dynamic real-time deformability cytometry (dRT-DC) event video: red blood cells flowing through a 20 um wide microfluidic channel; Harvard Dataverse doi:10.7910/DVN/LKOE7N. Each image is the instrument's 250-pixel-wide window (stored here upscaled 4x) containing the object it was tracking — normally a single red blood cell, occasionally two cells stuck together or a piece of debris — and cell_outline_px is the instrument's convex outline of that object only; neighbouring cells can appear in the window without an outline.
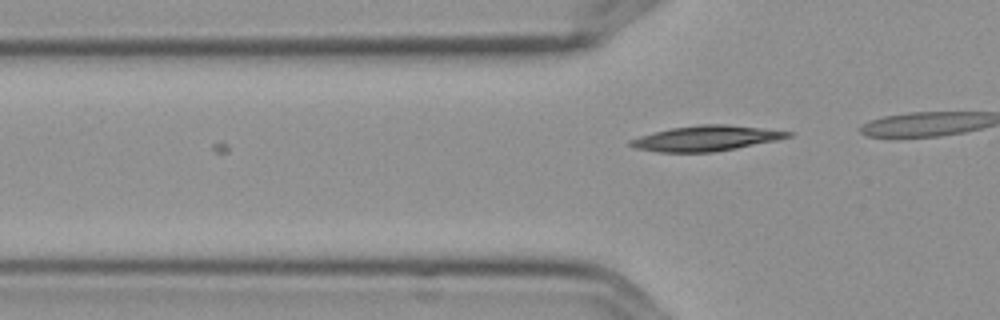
{"species": "Egyptian fruit bat (a non-hibernating species)", "species_latin": "Rousettus aegyptiacus", "temperature_condition": "cold", "stored_images_in_passage": 9, "camera_frame_rate_fps": 3000, "um_per_image_px": 0.085, "frame": {"image": 1, "passage_image": 2, "time_ms": 0.333, "image_size_px": [1000, 320], "cell_outline_px": [[796, 132], [792, 136], [776, 140], [736, 148], [712, 152], [660, 152], [636, 148], [628, 144], [628, 140], [640, 136], [672, 128], [700, 124], [728, 124]], "centroid_in_image_um": [60.05, 11.75], "position_along_channel_um": 65.8, "area_um2": 23.06}}
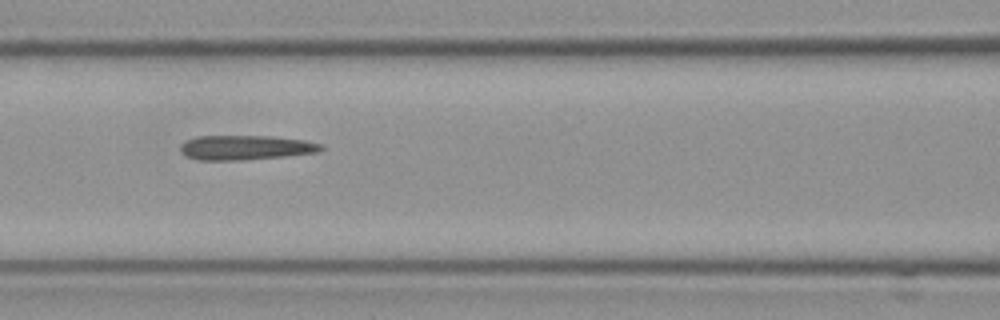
{"frame": {"image": 2, "passage_image": 5, "time_ms": 1.333, "image_size_px": [1000, 320], "cell_outline_px": [[324, 148], [316, 152], [284, 156], [240, 160], [200, 160], [184, 156], [180, 152], [180, 144], [184, 140], [196, 136], [272, 136], [304, 140], [320, 144]], "centroid_in_image_um": [20.78, 12.54], "position_along_channel_um": 145.8, "area_um2": 20.17}}
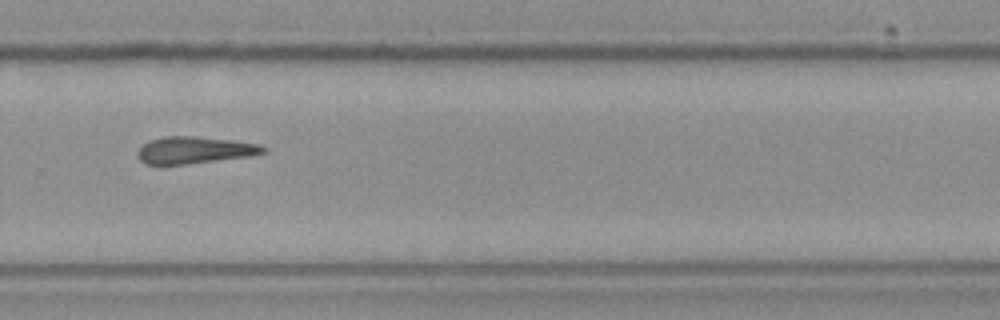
{"frame": {"image": 3, "passage_image": 9, "time_ms": 2.667, "image_size_px": [1000, 320], "cell_outline_px": [[268, 152], [252, 156], [184, 164], [144, 164], [140, 160], [136, 152], [148, 140], [164, 136], [196, 136], [232, 140], [260, 144], [268, 148]], "centroid_in_image_um": [16.57, 12.75], "position_along_channel_um": 313.2, "area_um2": 19.88}}